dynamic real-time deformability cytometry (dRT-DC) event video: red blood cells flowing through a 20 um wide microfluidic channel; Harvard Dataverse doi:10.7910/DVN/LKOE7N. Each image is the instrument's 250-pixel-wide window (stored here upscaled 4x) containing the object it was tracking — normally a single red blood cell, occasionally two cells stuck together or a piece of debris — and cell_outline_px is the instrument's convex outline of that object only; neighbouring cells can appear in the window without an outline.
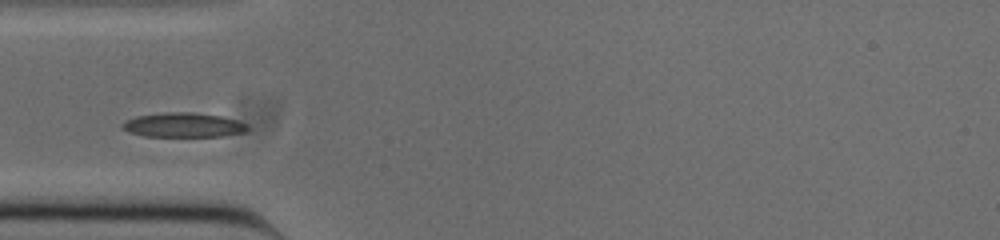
{"species": "common noctule bat (a hibernating species)", "species_latin": "Nyctalus noctula", "temperature_condition": "cold", "stored_images_in_passage": 38, "camera_frame_rate_fps": 3000, "um_per_image_px": 0.085, "animal": {"sex": "male", "body_mass_g": 20.0, "forearm_length_mm": 53.3}, "frame": {"image": 1, "passage_image": 1, "time_ms": 0.0, "image_size_px": [1000, 240], "cell_outline_px": [[248, 128], [244, 132], [220, 136], [144, 136], [128, 132], [120, 128], [120, 124], [136, 116], [164, 112], [192, 112], [220, 116], [236, 120], [244, 124]], "centroid_in_image_um": [15.51, 10.62], "position_along_channel_um": 69.5, "area_um2": 17.69}}
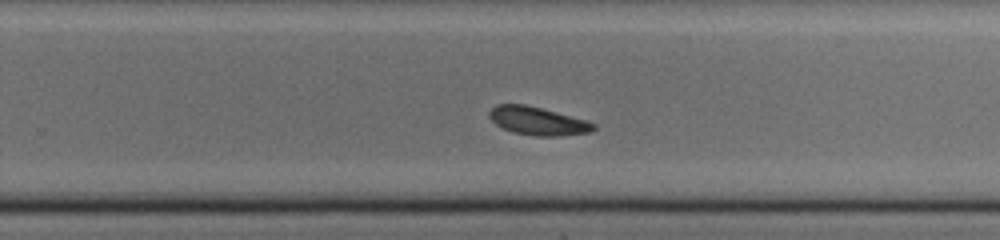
{"frame": {"image": 2, "passage_image": 18, "time_ms": 5.667, "image_size_px": [1000, 240], "cell_outline_px": [[596, 128], [588, 132], [560, 136], [536, 136], [512, 132], [496, 124], [488, 116], [488, 112], [496, 104], [524, 104], [540, 108], [584, 120], [596, 124]], "centroid_in_image_um": [45.66, 10.29], "position_along_channel_um": 284.1, "area_um2": 16.82}}
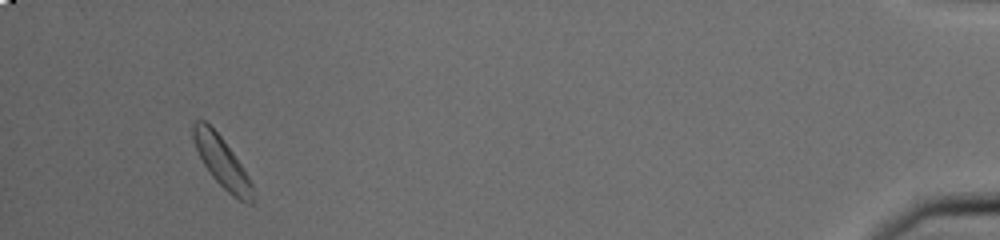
{"frame": {"image": 3, "passage_image": 35, "time_ms": 11.333, "image_size_px": [1000, 240], "cell_outline_px": [[256, 200], [252, 204], [248, 204], [232, 196], [212, 176], [204, 164], [196, 148], [192, 136], [192, 124], [196, 120], [204, 120], [220, 136], [232, 152], [248, 176], [252, 184], [256, 196]], "centroid_in_image_um": [18.89, 13.82], "position_along_channel_um": 416.3, "area_um2": 17.28}}